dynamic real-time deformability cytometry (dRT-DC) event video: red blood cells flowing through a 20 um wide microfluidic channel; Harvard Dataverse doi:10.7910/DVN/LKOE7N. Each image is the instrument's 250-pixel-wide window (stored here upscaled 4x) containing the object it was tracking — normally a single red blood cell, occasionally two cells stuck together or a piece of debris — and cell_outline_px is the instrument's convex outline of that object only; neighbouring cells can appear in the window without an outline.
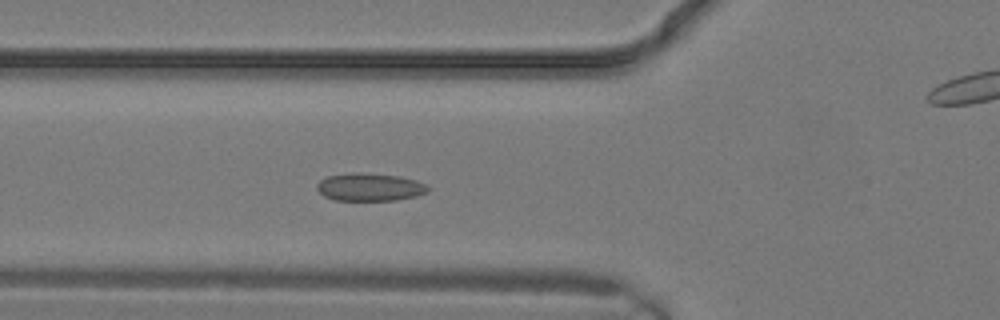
{"species": "common noctule bat (a hibernating species)", "species_latin": "Nyctalus noctula", "temperature_condition": "warm", "stored_images_in_passage": 8, "camera_frame_rate_fps": 3000, "um_per_image_px": 0.085, "animal": {"sex": "male", "body_mass_g": 19.2, "forearm_length_mm": 51.8}, "frame": {"image": 1, "passage_image": 3, "time_ms": 0.667, "image_size_px": [1000, 320], "cell_outline_px": [[428, 192], [416, 196], [396, 200], [332, 200], [324, 196], [316, 188], [316, 184], [320, 180], [328, 176], [348, 172], [364, 172], [400, 176], [416, 180], [424, 184], [428, 188]], "centroid_in_image_um": [31.4, 15.89], "position_along_channel_um": 94.4, "area_um2": 18.15}}
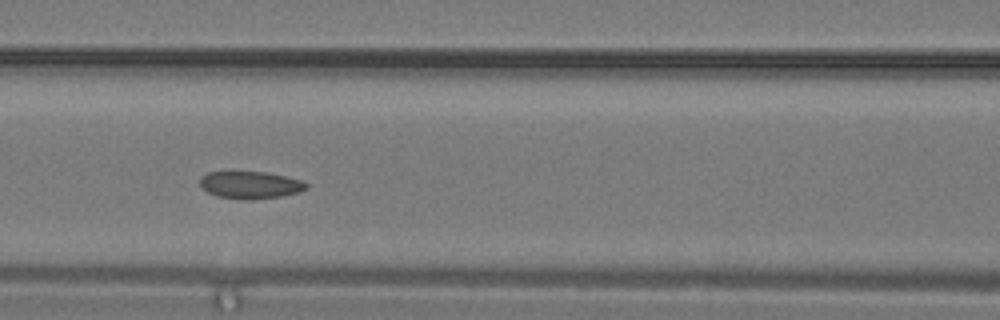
{"frame": {"image": 2, "passage_image": 5, "time_ms": 1.333, "image_size_px": [1000, 320], "cell_outline_px": [[308, 188], [296, 192], [280, 196], [248, 200], [240, 200], [216, 196], [208, 192], [200, 184], [200, 176], [208, 172], [268, 172], [300, 180], [308, 184]], "centroid_in_image_um": [21.24, 15.72], "position_along_channel_um": 145.4, "area_um2": 16.82}}
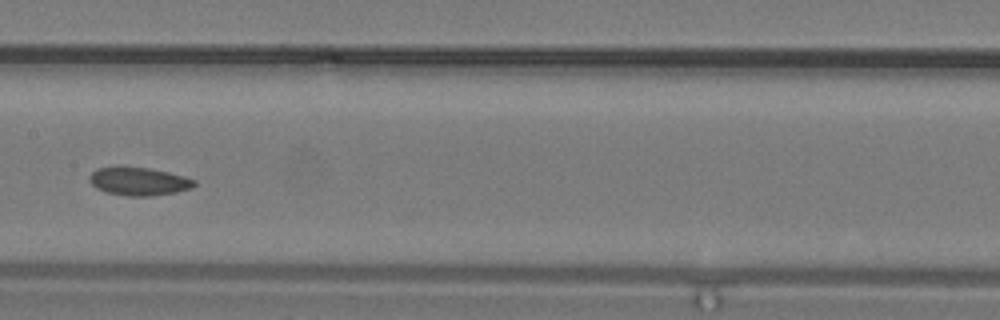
{"frame": {"image": 3, "passage_image": 7, "time_ms": 2.0, "image_size_px": [1000, 320], "cell_outline_px": [[196, 184], [192, 188], [176, 192], [148, 196], [128, 196], [108, 192], [96, 188], [88, 180], [88, 176], [96, 168], [116, 164], [148, 168], [168, 172], [184, 176], [196, 180]], "centroid_in_image_um": [11.75, 15.37], "position_along_channel_um": 195.7, "area_um2": 17.63}}